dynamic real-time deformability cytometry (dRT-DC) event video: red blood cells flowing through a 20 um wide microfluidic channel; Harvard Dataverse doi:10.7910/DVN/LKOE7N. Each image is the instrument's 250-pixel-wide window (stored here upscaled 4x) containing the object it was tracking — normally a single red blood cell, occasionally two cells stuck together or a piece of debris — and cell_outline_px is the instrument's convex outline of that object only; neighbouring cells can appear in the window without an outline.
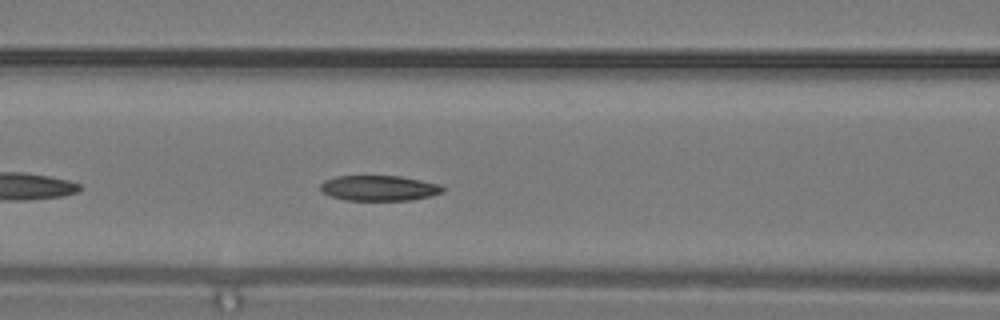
{"species": "common noctule bat (a hibernating species)", "species_latin": "Nyctalus noctula", "temperature_condition": "warm", "stored_images_in_passage": 13, "camera_frame_rate_fps": 3000, "um_per_image_px": 0.085, "animal": {"sex": "male", "body_mass_g": 19.2, "forearm_length_mm": 51.8}, "frame": {"image": 1, "passage_image": 8, "time_ms": 2.333, "image_size_px": [1000, 320], "cell_outline_px": [[444, 192], [432, 196], [412, 200], [344, 200], [332, 196], [324, 192], [320, 188], [320, 184], [324, 180], [336, 176], [400, 176], [440, 184], [444, 188]], "centroid_in_image_um": [32.25, 15.99], "position_along_channel_um": 134.4, "area_um2": 18.09}}
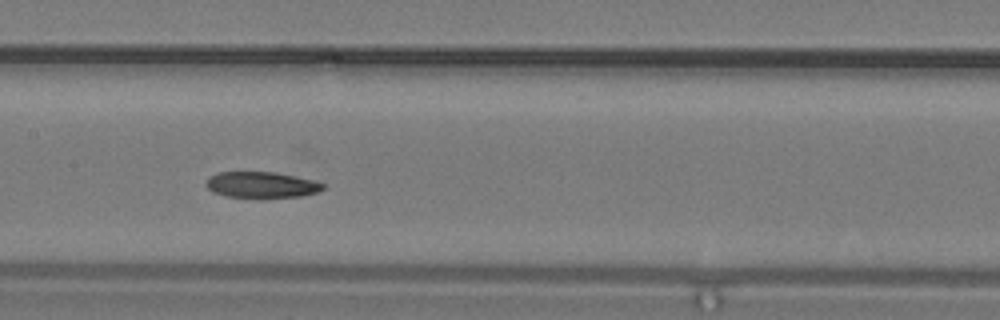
{"frame": {"image": 2, "passage_image": 10, "time_ms": 3.0, "image_size_px": [1000, 320], "cell_outline_px": [[324, 188], [316, 192], [300, 196], [260, 200], [228, 196], [212, 192], [204, 184], [208, 176], [216, 172], [276, 172], [296, 176], [312, 180], [324, 184]], "centroid_in_image_um": [22.17, 15.74], "position_along_channel_um": 185.2, "area_um2": 18.38}}
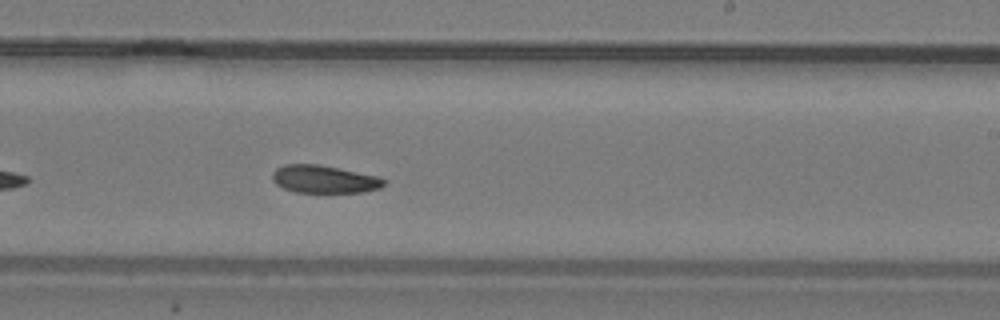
{"frame": {"image": 3, "passage_image": 13, "time_ms": 4.0, "image_size_px": [1000, 320], "cell_outline_px": [[388, 180], [380, 188], [364, 192], [296, 192], [284, 188], [276, 184], [272, 180], [272, 172], [276, 168], [284, 164], [320, 164], [380, 176]], "centroid_in_image_um": [27.58, 15.22], "position_along_channel_um": 261.4, "area_um2": 18.26}}